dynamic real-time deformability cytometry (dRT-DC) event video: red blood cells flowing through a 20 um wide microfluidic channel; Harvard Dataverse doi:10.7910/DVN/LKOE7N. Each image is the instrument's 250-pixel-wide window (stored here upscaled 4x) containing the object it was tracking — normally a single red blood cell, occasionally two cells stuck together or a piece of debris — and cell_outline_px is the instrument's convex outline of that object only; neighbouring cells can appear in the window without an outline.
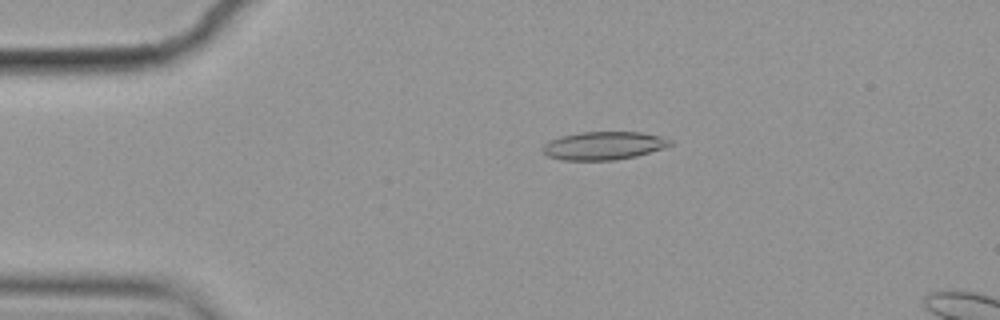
{"species": "common noctule bat (a hibernating species)", "species_latin": "Nyctalus noctula", "temperature_condition": "cold", "stored_images_in_passage": 5, "camera_frame_rate_fps": 3000, "um_per_image_px": 0.085, "animal": {"sex": "female", "body_mass_g": 19.9}, "frame": {"image": 1, "passage_image": 3, "time_ms": 0.667, "image_size_px": [1000, 320], "cell_outline_px": [[672, 144], [664, 148], [636, 156], [616, 160], [560, 160], [548, 156], [544, 152], [544, 144], [552, 140], [564, 136], [580, 132], [640, 132], [660, 136], [672, 140]], "centroid_in_image_um": [51.35, 12.39], "position_along_channel_um": 33.6, "area_um2": 20.69}}